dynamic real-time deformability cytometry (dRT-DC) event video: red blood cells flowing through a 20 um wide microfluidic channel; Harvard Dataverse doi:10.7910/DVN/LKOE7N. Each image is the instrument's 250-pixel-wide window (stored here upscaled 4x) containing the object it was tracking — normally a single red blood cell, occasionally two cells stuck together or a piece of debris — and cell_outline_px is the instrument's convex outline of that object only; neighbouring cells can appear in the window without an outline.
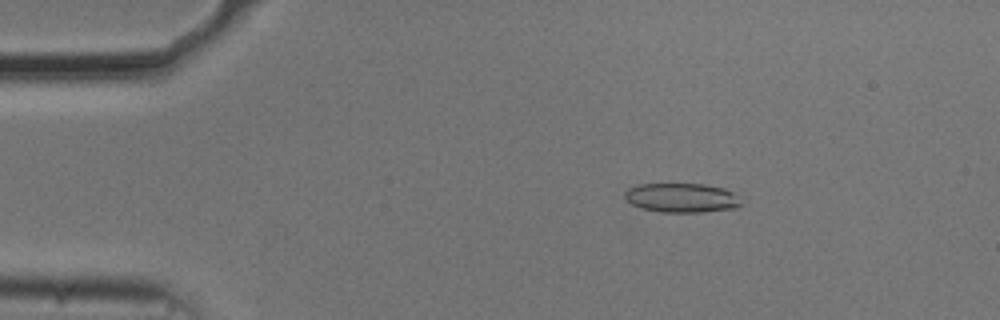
{"species": "common noctule bat (a hibernating species)", "species_latin": "Nyctalus noctula", "temperature_condition": "cold", "stored_images_in_passage": 54, "camera_frame_rate_fps": 3000, "um_per_image_px": 0.085, "animal": {"sex": "male", "body_mass_g": 20.5, "forearm_length_mm": 52.5}, "frame": {"image": 1, "passage_image": 8, "time_ms": 2.333, "image_size_px": [1000, 320], "cell_outline_px": [[740, 204], [736, 208], [700, 212], [664, 212], [640, 208], [632, 204], [624, 196], [624, 192], [628, 188], [640, 184], [704, 184], [724, 188], [732, 192], [736, 196]], "centroid_in_image_um": [57.91, 16.81], "position_along_channel_um": 27.1, "area_um2": 19.65}}
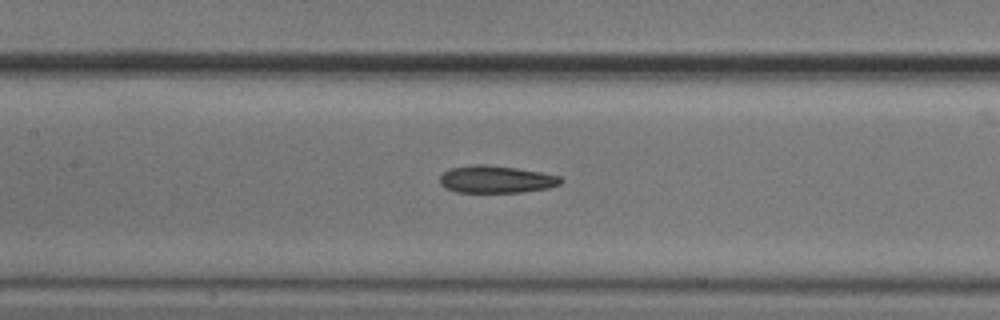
{"frame": {"image": 2, "passage_image": 24, "time_ms": 7.667, "image_size_px": [1000, 320], "cell_outline_px": [[564, 180], [560, 184], [548, 188], [524, 192], [456, 192], [444, 188], [440, 184], [440, 176], [448, 168], [476, 164], [484, 164], [516, 168], [540, 172], [560, 176]], "centroid_in_image_um": [42.15, 15.24], "position_along_channel_um": 165.2, "area_um2": 19.36}}
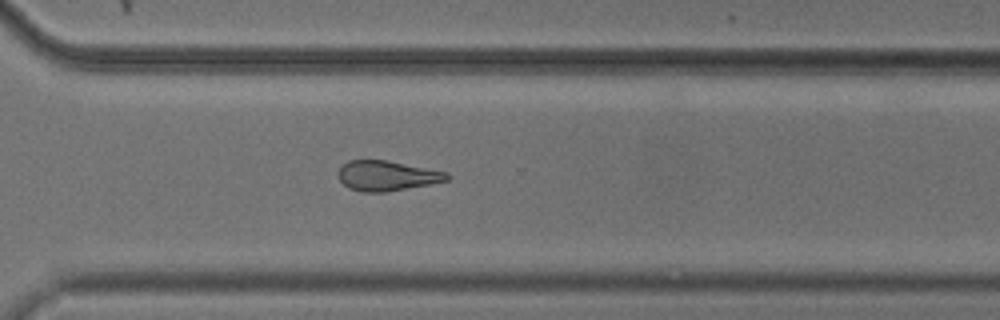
{"frame": {"image": 3, "passage_image": 38, "time_ms": 12.333, "image_size_px": [1000, 320], "cell_outline_px": [[452, 176], [448, 180], [388, 192], [360, 192], [348, 188], [340, 180], [336, 172], [348, 160], [388, 160], [448, 172]], "centroid_in_image_um": [32.88, 14.94], "position_along_channel_um": 337.7, "area_um2": 19.19}, "authors_computed_cell_mechanics": {"area_um2": 19.9699, "velocity_mm_per_s": 3.7138, "shape_relaxation_time_tau1_ms": null, "shape_relaxation_time_tau2_ms": 4.6112, "deformation_change_tau1": null, "deformation_change_tau2": 0.1284}}